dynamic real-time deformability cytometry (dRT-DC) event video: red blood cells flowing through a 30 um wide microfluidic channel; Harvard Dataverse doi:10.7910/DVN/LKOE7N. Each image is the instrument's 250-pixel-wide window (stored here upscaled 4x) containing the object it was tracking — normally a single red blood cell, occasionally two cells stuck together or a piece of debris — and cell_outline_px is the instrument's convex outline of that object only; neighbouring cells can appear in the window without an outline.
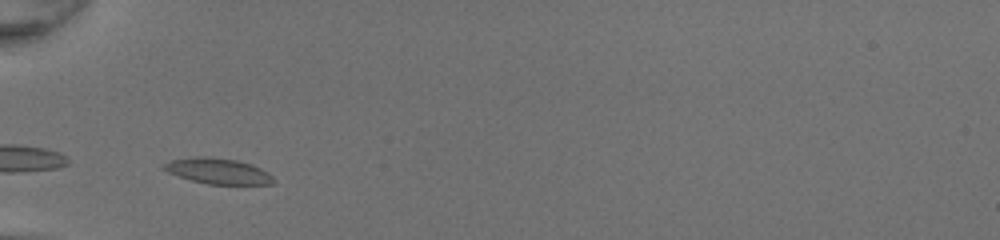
{"species": "common noctule bat (a hibernating species)", "species_latin": "Nyctalus noctula", "temperature_condition": "room temperature", "stored_images_in_passage": 28, "camera_frame_rate_fps": 3000, "um_per_image_px": 0.085, "animal": {"sex": "female", "body_mass_g": 20.0, "forearm_length_mm": 54.0}, "frame": {"image": 1, "passage_image": 1, "time_ms": 0.0, "image_size_px": [1000, 240], "cell_outline_px": [[276, 180], [272, 184], [208, 184], [192, 180], [168, 172], [160, 168], [160, 164], [172, 160], [196, 156], [208, 156], [236, 160], [252, 164], [268, 172]], "centroid_in_image_um": [18.51, 14.53], "position_along_channel_um": 66.5, "area_um2": 16.47}}
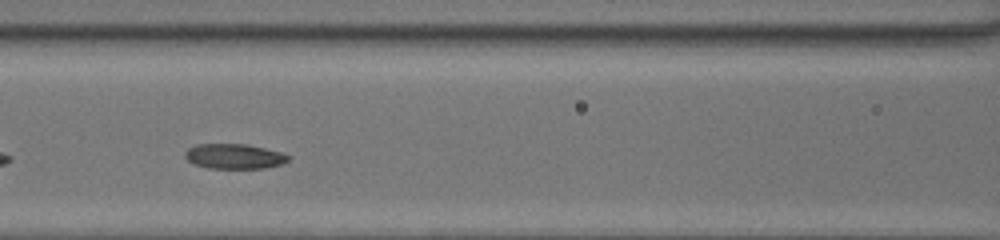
{"frame": {"image": 2, "passage_image": 7, "time_ms": 2.0, "image_size_px": [1000, 240], "cell_outline_px": [[288, 160], [280, 164], [264, 168], [208, 168], [196, 164], [188, 160], [184, 156], [184, 152], [188, 148], [196, 144], [248, 144], [284, 152], [288, 156]], "centroid_in_image_um": [19.9, 13.27], "position_along_channel_um": 146.7, "area_um2": 15.03}}
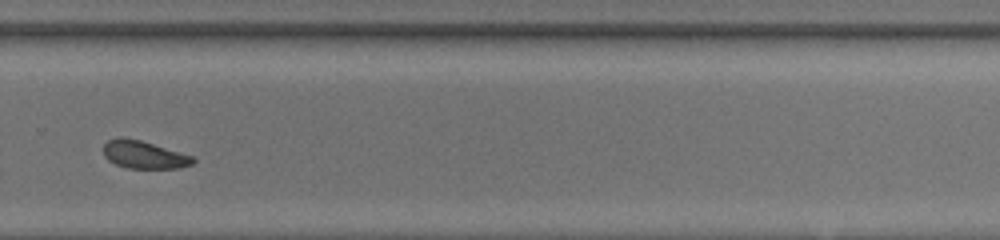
{"frame": {"image": 3, "passage_image": 19, "time_ms": 6.0, "image_size_px": [1000, 240], "cell_outline_px": [[196, 160], [192, 164], [180, 168], [128, 168], [116, 164], [108, 160], [104, 156], [104, 144], [108, 140], [120, 136], [124, 136], [140, 140], [192, 156]], "centroid_in_image_um": [12.21, 13.14], "position_along_channel_um": 317.6, "area_um2": 14.39}, "authors_computed_cell_mechanics": {"area_um2": 15.1436, "velocity_mm_per_s": 4.2858, "shape_relaxation_time_tau1_ms": 3.5242, "shape_relaxation_time_tau2_ms": null, "deformation_change_tau1": 0.0908, "deformation_change_tau2": null}}